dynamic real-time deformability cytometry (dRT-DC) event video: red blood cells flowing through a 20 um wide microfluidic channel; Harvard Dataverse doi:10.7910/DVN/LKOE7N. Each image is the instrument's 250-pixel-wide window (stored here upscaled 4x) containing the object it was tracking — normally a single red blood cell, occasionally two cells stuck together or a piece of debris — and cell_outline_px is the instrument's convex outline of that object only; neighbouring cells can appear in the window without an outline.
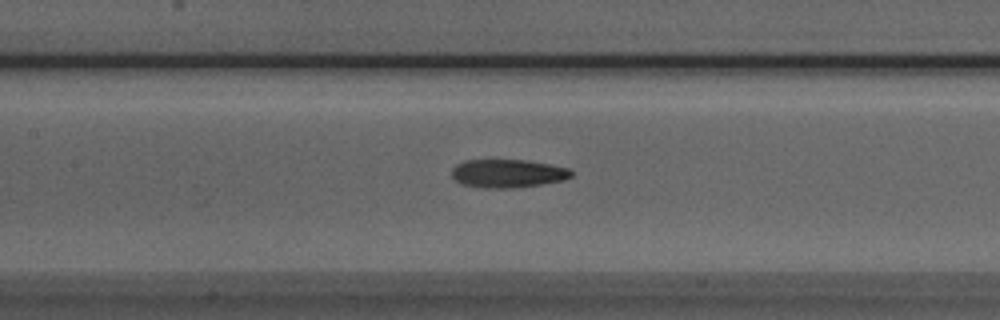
{"species": "Egyptian fruit bat (a non-hibernating species)", "species_latin": "Rousettus aegyptiacus", "temperature_condition": "room temperature", "stored_images_in_passage": 39, "camera_frame_rate_fps": 3000, "um_per_image_px": 0.085, "animal": {"sex": "male"}, "frame": {"image": 1, "passage_image": 17, "time_ms": 5.333, "image_size_px": [1000, 320], "cell_outline_px": [[572, 176], [564, 180], [540, 184], [512, 188], [484, 188], [460, 184], [452, 176], [452, 168], [456, 164], [464, 160], [524, 160], [548, 164], [568, 168], [572, 172]], "centroid_in_image_um": [43.12, 14.74], "position_along_channel_um": 164.3, "area_um2": 19.65}}
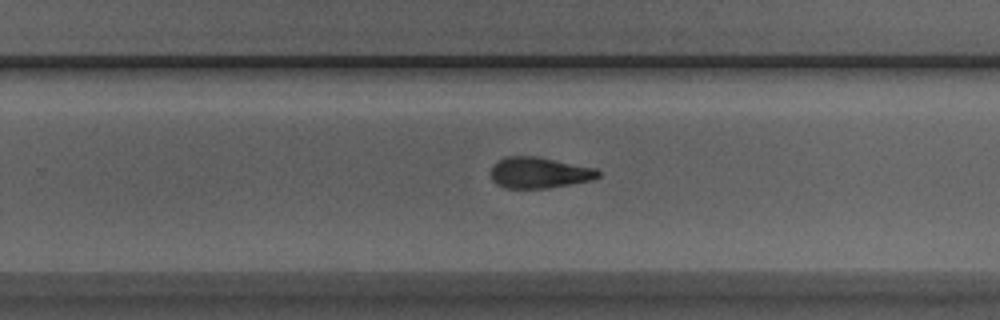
{"frame": {"image": 2, "passage_image": 26, "time_ms": 8.333, "image_size_px": [1000, 320], "cell_outline_px": [[600, 176], [592, 180], [548, 188], [504, 188], [496, 184], [492, 180], [492, 168], [496, 160], [508, 156], [536, 156], [596, 168], [600, 172]], "centroid_in_image_um": [45.83, 14.68], "position_along_channel_um": 284.0, "area_um2": 19.42}}
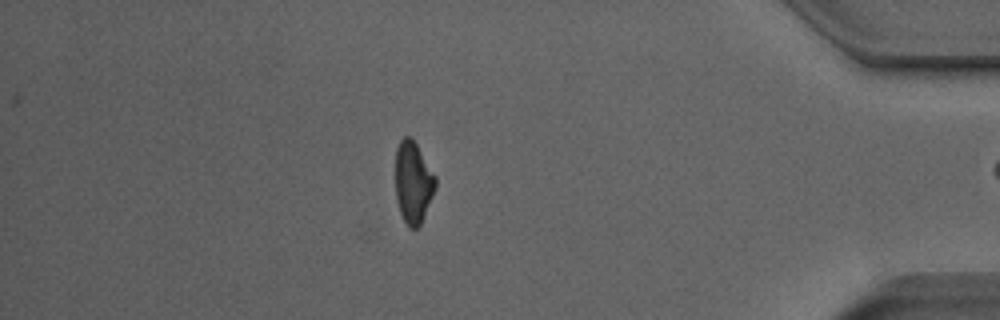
{"frame": {"image": 3, "passage_image": 38, "time_ms": 12.333, "image_size_px": [1000, 320], "cell_outline_px": [[436, 188], [424, 216], [420, 224], [416, 228], [408, 228], [400, 212], [396, 200], [396, 148], [400, 140], [404, 136], [412, 136], [436, 176]], "centroid_in_image_um": [35.12, 15.47], "position_along_channel_um": 400.1, "area_um2": 19.19}, "authors_computed_cell_mechanics": {"area_um2": 20.1144, "velocity_mm_per_s": 4.0118, "shape_relaxation_time_tau1_ms": 4.1733, "shape_relaxation_time_tau2_ms": 2.6924, "deformation_change_tau1": 0.1712, "deformation_change_tau2": 0.1117}}